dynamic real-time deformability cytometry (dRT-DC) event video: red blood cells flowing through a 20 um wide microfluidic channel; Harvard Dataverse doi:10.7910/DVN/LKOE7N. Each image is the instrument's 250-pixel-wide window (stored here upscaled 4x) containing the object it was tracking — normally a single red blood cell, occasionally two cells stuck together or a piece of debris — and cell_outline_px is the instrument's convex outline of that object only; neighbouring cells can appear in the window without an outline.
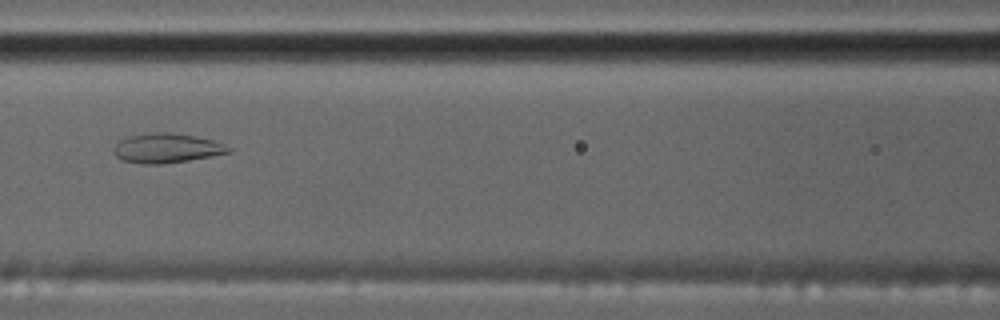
{"species": "common noctule bat (a hibernating species)", "species_latin": "Nyctalus noctula", "temperature_condition": "cold", "stored_images_in_passage": 7, "camera_frame_rate_fps": 3000, "um_per_image_px": 0.085, "animal": {"sex": "male", "body_mass_g": 17.5, "forearm_length_mm": 52.3}, "frame": {"image": 1, "passage_image": 5, "time_ms": 4.667, "image_size_px": [1000, 320], "cell_outline_px": [[232, 152], [188, 160], [160, 164], [144, 164], [124, 160], [116, 156], [112, 152], [112, 148], [120, 140], [128, 136], [152, 132], [172, 132], [196, 136], [212, 140], [232, 148]], "centroid_in_image_um": [14.14, 12.58], "position_along_channel_um": 152.5, "area_um2": 19.71}}